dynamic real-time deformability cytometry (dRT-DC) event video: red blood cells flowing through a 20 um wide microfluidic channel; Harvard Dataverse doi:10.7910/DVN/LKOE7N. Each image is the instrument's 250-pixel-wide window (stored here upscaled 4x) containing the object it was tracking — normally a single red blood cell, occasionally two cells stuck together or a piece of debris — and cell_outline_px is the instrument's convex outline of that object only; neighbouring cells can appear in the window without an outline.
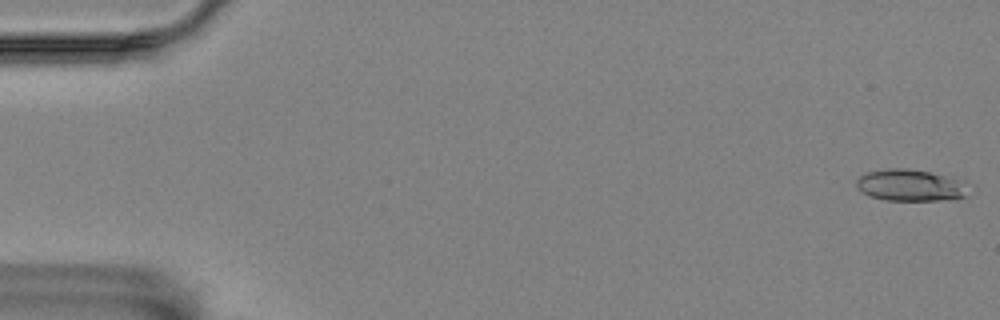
{"species": "Egyptian fruit bat (a non-hibernating species)", "species_latin": "Rousettus aegyptiacus", "temperature_condition": "room temperature", "stored_images_in_passage": 9, "camera_frame_rate_fps": 3000, "um_per_image_px": 0.085, "animal": {"sex": "female"}, "frame": {"image": 1, "passage_image": 1, "time_ms": 0.0, "image_size_px": [1000, 320], "cell_outline_px": [[964, 196], [940, 200], [884, 200], [872, 196], [856, 188], [856, 180], [860, 176], [868, 172], [888, 168], [908, 168], [928, 172], [944, 176], [956, 180]], "centroid_in_image_um": [77.18, 15.74], "position_along_channel_um": 7.8, "area_um2": 19.59}}
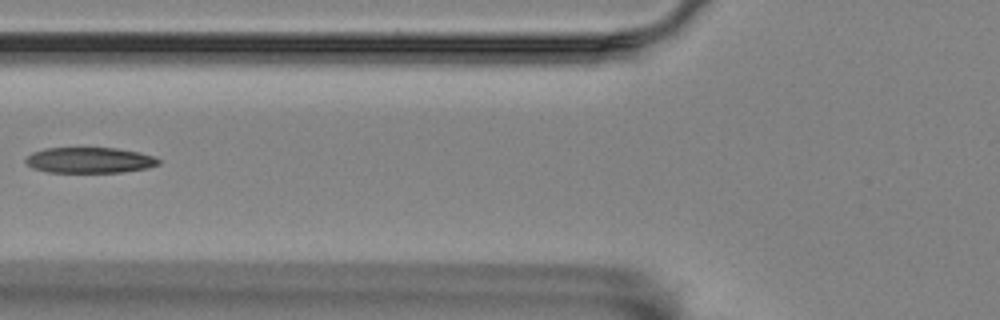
{"frame": {"image": 2, "passage_image": 7, "time_ms": 2.0, "image_size_px": [1000, 320], "cell_outline_px": [[160, 164], [148, 168], [120, 172], [48, 172], [32, 168], [24, 160], [32, 152], [44, 148], [116, 148], [140, 152], [152, 156], [160, 160]], "centroid_in_image_um": [7.61, 13.61], "position_along_channel_um": 118.2, "area_um2": 19.88}}
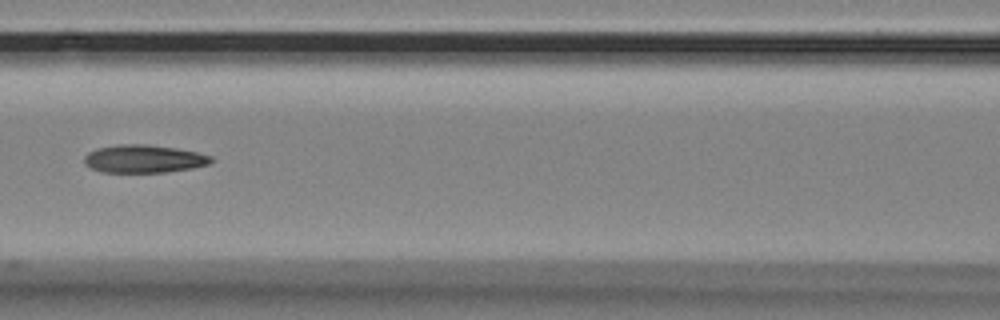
{"frame": {"image": 3, "passage_image": 8, "time_ms": 2.333, "image_size_px": [1000, 320], "cell_outline_px": [[212, 160], [208, 164], [192, 168], [164, 172], [104, 172], [92, 168], [84, 164], [84, 156], [88, 152], [96, 148], [116, 144], [148, 144], [176, 148], [196, 152], [212, 156]], "centroid_in_image_um": [12.19, 13.49], "position_along_channel_um": 154.4, "area_um2": 20.63}}